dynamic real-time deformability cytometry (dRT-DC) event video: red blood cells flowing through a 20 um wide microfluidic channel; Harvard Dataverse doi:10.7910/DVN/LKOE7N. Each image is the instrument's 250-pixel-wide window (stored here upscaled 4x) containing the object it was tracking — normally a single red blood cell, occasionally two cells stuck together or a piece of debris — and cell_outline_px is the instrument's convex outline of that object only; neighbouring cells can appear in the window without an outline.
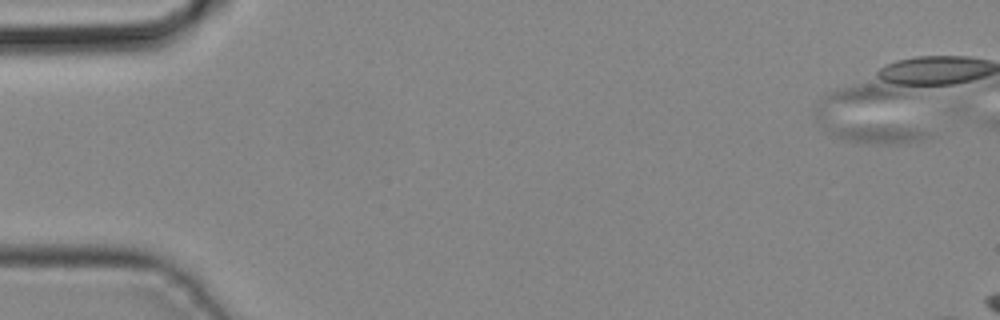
{"species": "common noctule bat (a hibernating species)", "species_latin": "Nyctalus noctula", "temperature_condition": "cold", "stored_images_in_passage": 1, "camera_frame_rate_fps": 3000, "um_per_image_px": 0.085, "animal": {"sex": "male", "body_mass_g": 19.2, "forearm_length_mm": 51.8}, "frame": {"image": 1, "passage_image": 1, "time_ms": 0.0, "image_size_px": [1000, 320], "cell_outline_px": [[928, 140], [908, 144], [868, 144], [844, 140], [828, 132], [828, 124], [916, 128], [928, 132]], "centroid_in_image_um": [74.65, 11.42], "position_along_channel_um": 10.4, "area_um2": 11.1}}